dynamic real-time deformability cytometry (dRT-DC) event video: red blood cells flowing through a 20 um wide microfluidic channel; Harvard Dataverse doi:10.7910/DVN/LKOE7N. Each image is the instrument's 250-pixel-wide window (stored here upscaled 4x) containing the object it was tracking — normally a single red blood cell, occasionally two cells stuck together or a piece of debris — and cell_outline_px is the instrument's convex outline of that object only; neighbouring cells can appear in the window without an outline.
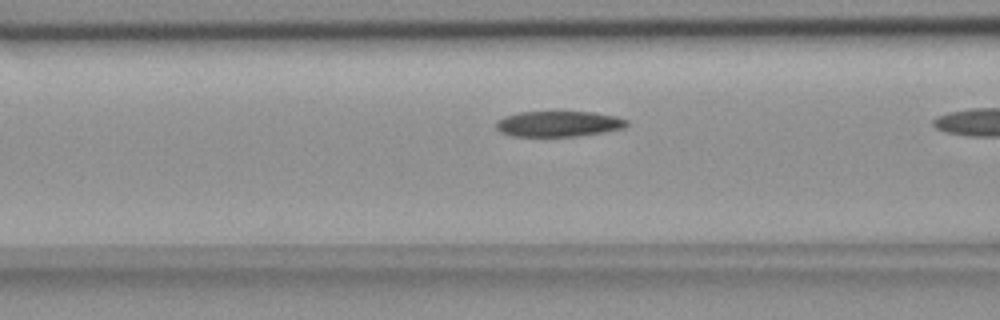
{"species": "common noctule bat (a hibernating species)", "species_latin": "Nyctalus noctula", "temperature_condition": "room temperature", "stored_images_in_passage": 17, "camera_frame_rate_fps": 3000, "um_per_image_px": 0.085, "animal": {"sex": "female", "body_mass_g": 18.4}, "frame": {"image": 1, "passage_image": 15, "time_ms": 4.667, "image_size_px": [1000, 320], "cell_outline_px": [[628, 124], [624, 128], [604, 132], [580, 136], [512, 136], [500, 132], [496, 128], [496, 120], [504, 116], [520, 112], [596, 112], [616, 116], [628, 120]], "centroid_in_image_um": [47.48, 10.52], "position_along_channel_um": 119.1, "area_um2": 19.65}}